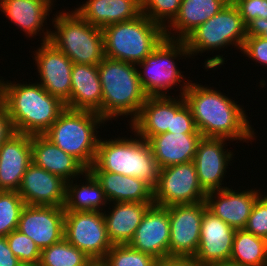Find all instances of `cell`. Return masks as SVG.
I'll list each match as a JSON object with an SVG mask.
<instances>
[{"instance_id":"obj_1","label":"cell","mask_w":267,"mask_h":266,"mask_svg":"<svg viewBox=\"0 0 267 266\" xmlns=\"http://www.w3.org/2000/svg\"><path fill=\"white\" fill-rule=\"evenodd\" d=\"M191 80L183 96L202 137L226 138L247 144L256 138L246 110L229 94ZM242 106V107H241Z\"/></svg>"},{"instance_id":"obj_2","label":"cell","mask_w":267,"mask_h":266,"mask_svg":"<svg viewBox=\"0 0 267 266\" xmlns=\"http://www.w3.org/2000/svg\"><path fill=\"white\" fill-rule=\"evenodd\" d=\"M4 79L0 76V100L15 132L43 135L66 108L59 98L49 94L37 82L28 84Z\"/></svg>"},{"instance_id":"obj_3","label":"cell","mask_w":267,"mask_h":266,"mask_svg":"<svg viewBox=\"0 0 267 266\" xmlns=\"http://www.w3.org/2000/svg\"><path fill=\"white\" fill-rule=\"evenodd\" d=\"M98 73L102 103L97 113L106 123L120 117L123 120L125 116L130 118L127 120L130 124L148 97L141 86L137 65L105 57L98 64Z\"/></svg>"},{"instance_id":"obj_4","label":"cell","mask_w":267,"mask_h":266,"mask_svg":"<svg viewBox=\"0 0 267 266\" xmlns=\"http://www.w3.org/2000/svg\"><path fill=\"white\" fill-rule=\"evenodd\" d=\"M130 138L99 139L94 164L89 171H106L144 180L152 188L158 183L160 167L147 140L131 129Z\"/></svg>"},{"instance_id":"obj_5","label":"cell","mask_w":267,"mask_h":266,"mask_svg":"<svg viewBox=\"0 0 267 266\" xmlns=\"http://www.w3.org/2000/svg\"><path fill=\"white\" fill-rule=\"evenodd\" d=\"M105 122L96 112L65 108L43 135L88 170L96 157L98 129Z\"/></svg>"},{"instance_id":"obj_6","label":"cell","mask_w":267,"mask_h":266,"mask_svg":"<svg viewBox=\"0 0 267 266\" xmlns=\"http://www.w3.org/2000/svg\"><path fill=\"white\" fill-rule=\"evenodd\" d=\"M52 16L51 42L73 64L98 65L105 58L103 30L84 20L74 9ZM54 27V30H53Z\"/></svg>"},{"instance_id":"obj_7","label":"cell","mask_w":267,"mask_h":266,"mask_svg":"<svg viewBox=\"0 0 267 266\" xmlns=\"http://www.w3.org/2000/svg\"><path fill=\"white\" fill-rule=\"evenodd\" d=\"M105 57L138 65L166 38L165 28L141 14L103 29Z\"/></svg>"},{"instance_id":"obj_8","label":"cell","mask_w":267,"mask_h":266,"mask_svg":"<svg viewBox=\"0 0 267 266\" xmlns=\"http://www.w3.org/2000/svg\"><path fill=\"white\" fill-rule=\"evenodd\" d=\"M190 58L184 40L165 38L141 63L137 65L141 86L147 96H170L169 90L180 88V95L186 91L190 79H186L178 60ZM178 59V60H177ZM142 68V69H141ZM187 80V81H185ZM183 82V83H182Z\"/></svg>"},{"instance_id":"obj_9","label":"cell","mask_w":267,"mask_h":266,"mask_svg":"<svg viewBox=\"0 0 267 266\" xmlns=\"http://www.w3.org/2000/svg\"><path fill=\"white\" fill-rule=\"evenodd\" d=\"M245 39L246 25L237 6L230 0L217 14L194 29L184 41L190 58L194 59L199 53L202 55L212 51L214 54L215 50L223 51L231 46L241 51Z\"/></svg>"},{"instance_id":"obj_10","label":"cell","mask_w":267,"mask_h":266,"mask_svg":"<svg viewBox=\"0 0 267 266\" xmlns=\"http://www.w3.org/2000/svg\"><path fill=\"white\" fill-rule=\"evenodd\" d=\"M64 238L91 260H103L113 246L101 211H65Z\"/></svg>"},{"instance_id":"obj_11","label":"cell","mask_w":267,"mask_h":266,"mask_svg":"<svg viewBox=\"0 0 267 266\" xmlns=\"http://www.w3.org/2000/svg\"><path fill=\"white\" fill-rule=\"evenodd\" d=\"M206 194L193 161L161 168L153 188L154 205L161 207L205 201Z\"/></svg>"},{"instance_id":"obj_12","label":"cell","mask_w":267,"mask_h":266,"mask_svg":"<svg viewBox=\"0 0 267 266\" xmlns=\"http://www.w3.org/2000/svg\"><path fill=\"white\" fill-rule=\"evenodd\" d=\"M205 201L168 207L170 220L169 257L193 258L200 241Z\"/></svg>"},{"instance_id":"obj_13","label":"cell","mask_w":267,"mask_h":266,"mask_svg":"<svg viewBox=\"0 0 267 266\" xmlns=\"http://www.w3.org/2000/svg\"><path fill=\"white\" fill-rule=\"evenodd\" d=\"M227 141L231 140L202 137L198 142L193 162L196 166L199 184L206 193L230 187V185L227 186L225 178L228 174L226 173L228 166H232L235 154L233 150L228 149Z\"/></svg>"},{"instance_id":"obj_14","label":"cell","mask_w":267,"mask_h":266,"mask_svg":"<svg viewBox=\"0 0 267 266\" xmlns=\"http://www.w3.org/2000/svg\"><path fill=\"white\" fill-rule=\"evenodd\" d=\"M32 53L38 79L36 80L49 94L64 104L71 97L72 60L51 42H42Z\"/></svg>"},{"instance_id":"obj_15","label":"cell","mask_w":267,"mask_h":266,"mask_svg":"<svg viewBox=\"0 0 267 266\" xmlns=\"http://www.w3.org/2000/svg\"><path fill=\"white\" fill-rule=\"evenodd\" d=\"M64 207L25 205L17 230L42 250L64 238Z\"/></svg>"},{"instance_id":"obj_16","label":"cell","mask_w":267,"mask_h":266,"mask_svg":"<svg viewBox=\"0 0 267 266\" xmlns=\"http://www.w3.org/2000/svg\"><path fill=\"white\" fill-rule=\"evenodd\" d=\"M225 188L207 192V209L234 229H244L256 200L264 194L261 188L233 190Z\"/></svg>"},{"instance_id":"obj_17","label":"cell","mask_w":267,"mask_h":266,"mask_svg":"<svg viewBox=\"0 0 267 266\" xmlns=\"http://www.w3.org/2000/svg\"><path fill=\"white\" fill-rule=\"evenodd\" d=\"M56 0H0V11L11 24L25 33V36H41L40 42L50 39L51 28L45 26ZM54 6V7H53ZM51 11V12H50ZM39 34V35H38ZM43 34V35H42Z\"/></svg>"},{"instance_id":"obj_18","label":"cell","mask_w":267,"mask_h":266,"mask_svg":"<svg viewBox=\"0 0 267 266\" xmlns=\"http://www.w3.org/2000/svg\"><path fill=\"white\" fill-rule=\"evenodd\" d=\"M170 220L168 207L152 205L144 217L129 246L160 260L169 257Z\"/></svg>"},{"instance_id":"obj_19","label":"cell","mask_w":267,"mask_h":266,"mask_svg":"<svg viewBox=\"0 0 267 266\" xmlns=\"http://www.w3.org/2000/svg\"><path fill=\"white\" fill-rule=\"evenodd\" d=\"M235 232L236 229L206 209L201 223L199 247L193 259L200 266L230 261Z\"/></svg>"},{"instance_id":"obj_20","label":"cell","mask_w":267,"mask_h":266,"mask_svg":"<svg viewBox=\"0 0 267 266\" xmlns=\"http://www.w3.org/2000/svg\"><path fill=\"white\" fill-rule=\"evenodd\" d=\"M17 192L25 205L64 207L66 181L31 163Z\"/></svg>"},{"instance_id":"obj_21","label":"cell","mask_w":267,"mask_h":266,"mask_svg":"<svg viewBox=\"0 0 267 266\" xmlns=\"http://www.w3.org/2000/svg\"><path fill=\"white\" fill-rule=\"evenodd\" d=\"M31 163V135L13 133L0 146V190L18 191Z\"/></svg>"},{"instance_id":"obj_22","label":"cell","mask_w":267,"mask_h":266,"mask_svg":"<svg viewBox=\"0 0 267 266\" xmlns=\"http://www.w3.org/2000/svg\"><path fill=\"white\" fill-rule=\"evenodd\" d=\"M31 158L34 165L66 182L82 176L87 170L76 158L64 152L44 135H31Z\"/></svg>"},{"instance_id":"obj_23","label":"cell","mask_w":267,"mask_h":266,"mask_svg":"<svg viewBox=\"0 0 267 266\" xmlns=\"http://www.w3.org/2000/svg\"><path fill=\"white\" fill-rule=\"evenodd\" d=\"M153 204L138 202L109 203L107 206L109 210L106 208L103 215L107 235L112 245L129 244L146 211Z\"/></svg>"},{"instance_id":"obj_24","label":"cell","mask_w":267,"mask_h":266,"mask_svg":"<svg viewBox=\"0 0 267 266\" xmlns=\"http://www.w3.org/2000/svg\"><path fill=\"white\" fill-rule=\"evenodd\" d=\"M201 138V133L164 132L152 136L148 143L161 169L193 161Z\"/></svg>"},{"instance_id":"obj_25","label":"cell","mask_w":267,"mask_h":266,"mask_svg":"<svg viewBox=\"0 0 267 266\" xmlns=\"http://www.w3.org/2000/svg\"><path fill=\"white\" fill-rule=\"evenodd\" d=\"M73 9L84 20L101 29L136 19L142 14L141 0H87Z\"/></svg>"},{"instance_id":"obj_26","label":"cell","mask_w":267,"mask_h":266,"mask_svg":"<svg viewBox=\"0 0 267 266\" xmlns=\"http://www.w3.org/2000/svg\"><path fill=\"white\" fill-rule=\"evenodd\" d=\"M102 103V87L98 65L73 64L71 72V97L66 108L98 112Z\"/></svg>"},{"instance_id":"obj_27","label":"cell","mask_w":267,"mask_h":266,"mask_svg":"<svg viewBox=\"0 0 267 266\" xmlns=\"http://www.w3.org/2000/svg\"><path fill=\"white\" fill-rule=\"evenodd\" d=\"M230 0H182L174 20L165 28V36L184 40L194 29L217 14Z\"/></svg>"},{"instance_id":"obj_28","label":"cell","mask_w":267,"mask_h":266,"mask_svg":"<svg viewBox=\"0 0 267 266\" xmlns=\"http://www.w3.org/2000/svg\"><path fill=\"white\" fill-rule=\"evenodd\" d=\"M100 183L109 203H154L153 188L144 180L106 171H90Z\"/></svg>"},{"instance_id":"obj_29","label":"cell","mask_w":267,"mask_h":266,"mask_svg":"<svg viewBox=\"0 0 267 266\" xmlns=\"http://www.w3.org/2000/svg\"><path fill=\"white\" fill-rule=\"evenodd\" d=\"M171 122L172 96H148L129 129L148 141L152 136L171 130Z\"/></svg>"},{"instance_id":"obj_30","label":"cell","mask_w":267,"mask_h":266,"mask_svg":"<svg viewBox=\"0 0 267 266\" xmlns=\"http://www.w3.org/2000/svg\"><path fill=\"white\" fill-rule=\"evenodd\" d=\"M79 178H81L80 181H78ZM108 204L109 202L105 196L104 190L89 170H86V172L82 174V177L80 176L66 182L65 211L103 212Z\"/></svg>"},{"instance_id":"obj_31","label":"cell","mask_w":267,"mask_h":266,"mask_svg":"<svg viewBox=\"0 0 267 266\" xmlns=\"http://www.w3.org/2000/svg\"><path fill=\"white\" fill-rule=\"evenodd\" d=\"M230 261L240 266H267V243L245 229H237Z\"/></svg>"},{"instance_id":"obj_32","label":"cell","mask_w":267,"mask_h":266,"mask_svg":"<svg viewBox=\"0 0 267 266\" xmlns=\"http://www.w3.org/2000/svg\"><path fill=\"white\" fill-rule=\"evenodd\" d=\"M92 260L65 238L41 250L38 266H87Z\"/></svg>"},{"instance_id":"obj_33","label":"cell","mask_w":267,"mask_h":266,"mask_svg":"<svg viewBox=\"0 0 267 266\" xmlns=\"http://www.w3.org/2000/svg\"><path fill=\"white\" fill-rule=\"evenodd\" d=\"M24 206L17 191L0 190V237H6L17 229Z\"/></svg>"},{"instance_id":"obj_34","label":"cell","mask_w":267,"mask_h":266,"mask_svg":"<svg viewBox=\"0 0 267 266\" xmlns=\"http://www.w3.org/2000/svg\"><path fill=\"white\" fill-rule=\"evenodd\" d=\"M103 261L107 266H156L157 259L125 244L113 245Z\"/></svg>"},{"instance_id":"obj_35","label":"cell","mask_w":267,"mask_h":266,"mask_svg":"<svg viewBox=\"0 0 267 266\" xmlns=\"http://www.w3.org/2000/svg\"><path fill=\"white\" fill-rule=\"evenodd\" d=\"M182 0H141L142 14L166 28L178 15Z\"/></svg>"},{"instance_id":"obj_36","label":"cell","mask_w":267,"mask_h":266,"mask_svg":"<svg viewBox=\"0 0 267 266\" xmlns=\"http://www.w3.org/2000/svg\"><path fill=\"white\" fill-rule=\"evenodd\" d=\"M10 250L24 266H38L41 250L17 229L6 236Z\"/></svg>"},{"instance_id":"obj_37","label":"cell","mask_w":267,"mask_h":266,"mask_svg":"<svg viewBox=\"0 0 267 266\" xmlns=\"http://www.w3.org/2000/svg\"><path fill=\"white\" fill-rule=\"evenodd\" d=\"M179 96V97H178ZM172 96V122L170 133H200L190 107L183 95Z\"/></svg>"},{"instance_id":"obj_38","label":"cell","mask_w":267,"mask_h":266,"mask_svg":"<svg viewBox=\"0 0 267 266\" xmlns=\"http://www.w3.org/2000/svg\"><path fill=\"white\" fill-rule=\"evenodd\" d=\"M244 229L262 238L267 236V193L256 200Z\"/></svg>"},{"instance_id":"obj_39","label":"cell","mask_w":267,"mask_h":266,"mask_svg":"<svg viewBox=\"0 0 267 266\" xmlns=\"http://www.w3.org/2000/svg\"><path fill=\"white\" fill-rule=\"evenodd\" d=\"M243 56L264 68L267 66V39L260 36H246L241 51Z\"/></svg>"},{"instance_id":"obj_40","label":"cell","mask_w":267,"mask_h":266,"mask_svg":"<svg viewBox=\"0 0 267 266\" xmlns=\"http://www.w3.org/2000/svg\"><path fill=\"white\" fill-rule=\"evenodd\" d=\"M247 26L256 18L267 19V0H232Z\"/></svg>"},{"instance_id":"obj_41","label":"cell","mask_w":267,"mask_h":266,"mask_svg":"<svg viewBox=\"0 0 267 266\" xmlns=\"http://www.w3.org/2000/svg\"><path fill=\"white\" fill-rule=\"evenodd\" d=\"M13 133H15V130L12 125V121L8 115L5 105L0 100V146Z\"/></svg>"},{"instance_id":"obj_42","label":"cell","mask_w":267,"mask_h":266,"mask_svg":"<svg viewBox=\"0 0 267 266\" xmlns=\"http://www.w3.org/2000/svg\"><path fill=\"white\" fill-rule=\"evenodd\" d=\"M0 266H24L10 250L6 237H0Z\"/></svg>"},{"instance_id":"obj_43","label":"cell","mask_w":267,"mask_h":266,"mask_svg":"<svg viewBox=\"0 0 267 266\" xmlns=\"http://www.w3.org/2000/svg\"><path fill=\"white\" fill-rule=\"evenodd\" d=\"M246 36H260L267 39V19L256 18L246 26Z\"/></svg>"},{"instance_id":"obj_44","label":"cell","mask_w":267,"mask_h":266,"mask_svg":"<svg viewBox=\"0 0 267 266\" xmlns=\"http://www.w3.org/2000/svg\"><path fill=\"white\" fill-rule=\"evenodd\" d=\"M156 266H200L193 258L167 257L157 260Z\"/></svg>"},{"instance_id":"obj_45","label":"cell","mask_w":267,"mask_h":266,"mask_svg":"<svg viewBox=\"0 0 267 266\" xmlns=\"http://www.w3.org/2000/svg\"><path fill=\"white\" fill-rule=\"evenodd\" d=\"M205 266H240L237 263L231 262V261H225L221 263H213V264H208Z\"/></svg>"},{"instance_id":"obj_46","label":"cell","mask_w":267,"mask_h":266,"mask_svg":"<svg viewBox=\"0 0 267 266\" xmlns=\"http://www.w3.org/2000/svg\"><path fill=\"white\" fill-rule=\"evenodd\" d=\"M87 266H107L103 260H92Z\"/></svg>"}]
</instances>
